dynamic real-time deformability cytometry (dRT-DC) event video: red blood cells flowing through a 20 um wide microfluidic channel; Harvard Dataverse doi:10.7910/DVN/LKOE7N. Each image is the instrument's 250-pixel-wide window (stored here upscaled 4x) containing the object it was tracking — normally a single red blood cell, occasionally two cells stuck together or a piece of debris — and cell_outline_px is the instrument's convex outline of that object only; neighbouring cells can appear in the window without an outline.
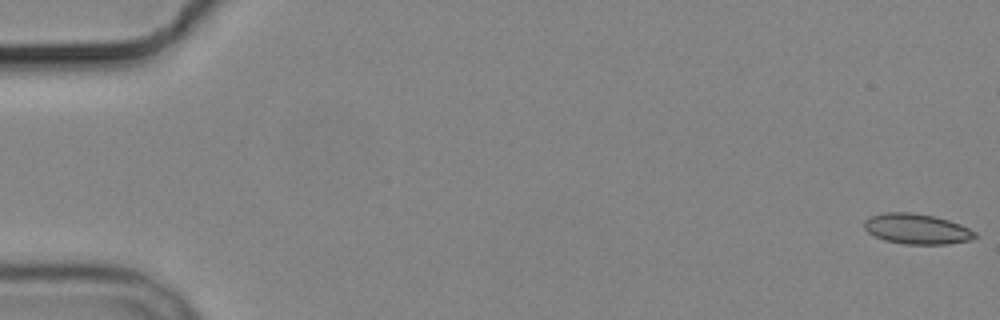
{"species": "common noctule bat (a hibernating species)", "species_latin": "Nyctalus noctula", "temperature_condition": "cold", "stored_images_in_passage": 8, "camera_frame_rate_fps": 3000, "um_per_image_px": 0.085, "animal": {"sex": "male", "body_mass_g": 19.2, "forearm_length_mm": 51.8}, "frame": {"image": 1, "passage_image": 1, "time_ms": 0.0, "image_size_px": [1000, 320], "cell_outline_px": [[980, 236], [972, 240], [948, 244], [904, 244], [884, 240], [868, 232], [864, 228], [864, 220], [872, 216], [884, 212], [912, 212], [932, 216], [948, 220], [960, 224], [976, 232]], "centroid_in_image_um": [77.96, 19.46], "position_along_channel_um": 7.0, "area_um2": 19.65}}
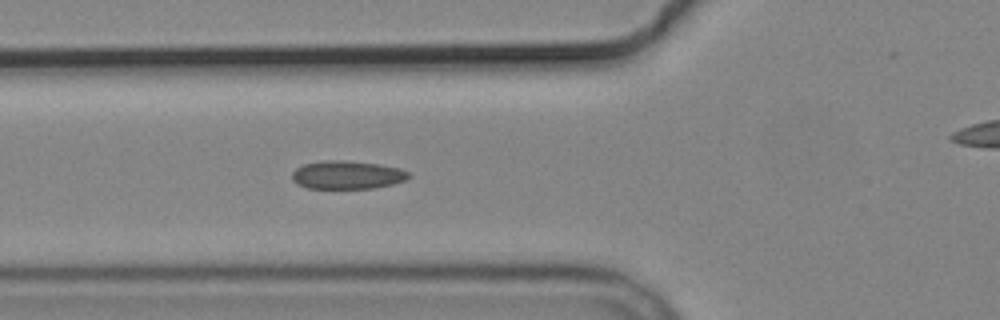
{"frame": {"image": 2, "passage_image": 7, "time_ms": 6.667, "image_size_px": [1000, 320], "cell_outline_px": [[412, 176], [404, 180], [392, 184], [376, 188], [308, 188], [292, 180], [292, 172], [296, 168], [304, 164], [324, 160], [344, 160], [380, 164], [400, 168], [408, 172]], "centroid_in_image_um": [29.53, 14.86], "position_along_channel_um": 96.3, "area_um2": 19.19}}